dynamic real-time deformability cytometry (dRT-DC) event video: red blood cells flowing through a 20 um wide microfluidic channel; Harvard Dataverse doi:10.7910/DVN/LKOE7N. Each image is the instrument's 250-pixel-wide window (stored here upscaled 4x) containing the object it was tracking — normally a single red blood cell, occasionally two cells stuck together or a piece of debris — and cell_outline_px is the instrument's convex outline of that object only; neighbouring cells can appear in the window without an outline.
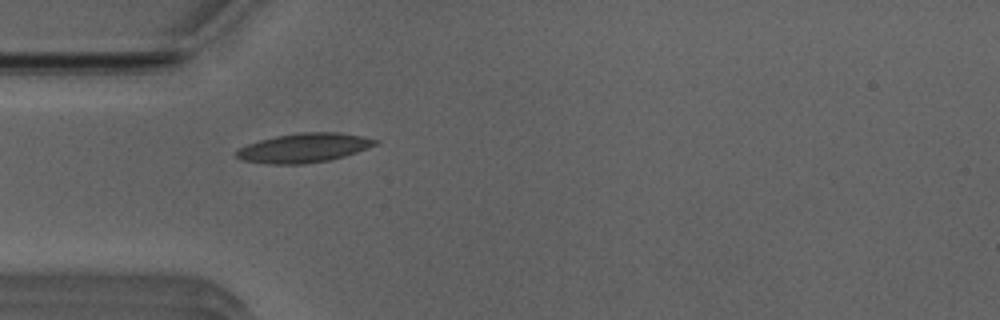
{"species": "Egyptian fruit bat (a non-hibernating species)", "species_latin": "Rousettus aegyptiacus", "temperature_condition": "room temperature", "stored_images_in_passage": 31, "camera_frame_rate_fps": 3000, "um_per_image_px": 0.085, "animal": {"sex": "male"}, "frame": {"image": 1, "passage_image": 1, "time_ms": 0.0, "image_size_px": [1000, 320], "cell_outline_px": [[380, 140], [376, 144], [368, 148], [344, 156], [328, 160], [304, 164], [268, 164], [240, 160], [236, 156], [236, 152], [240, 148], [248, 144], [260, 140], [276, 136], [300, 132], [336, 132], [364, 136]], "centroid_in_image_um": [25.84, 12.57], "position_along_channel_um": 59.2, "area_um2": 23.58}}
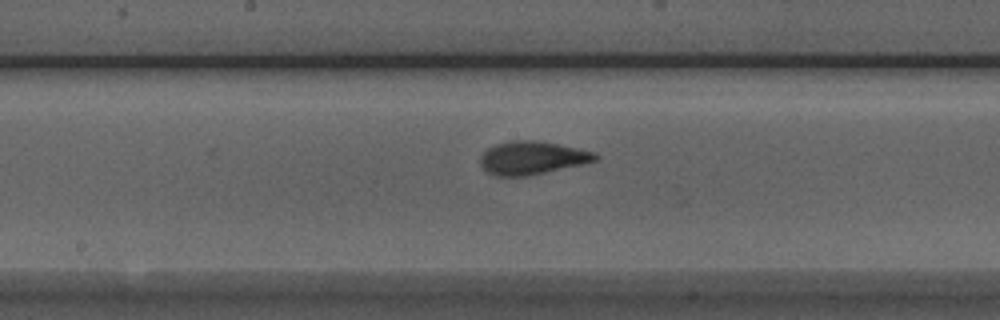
{"frame": {"image": 2, "passage_image": 12, "time_ms": 3.667, "image_size_px": [1000, 320], "cell_outline_px": [[600, 156], [596, 160], [580, 164], [544, 172], [524, 176], [496, 176], [488, 172], [480, 164], [480, 156], [488, 148], [496, 144], [512, 140], [536, 140], [596, 152]], "centroid_in_image_um": [45.2, 13.41], "position_along_channel_um": 203.0, "area_um2": 21.85}}
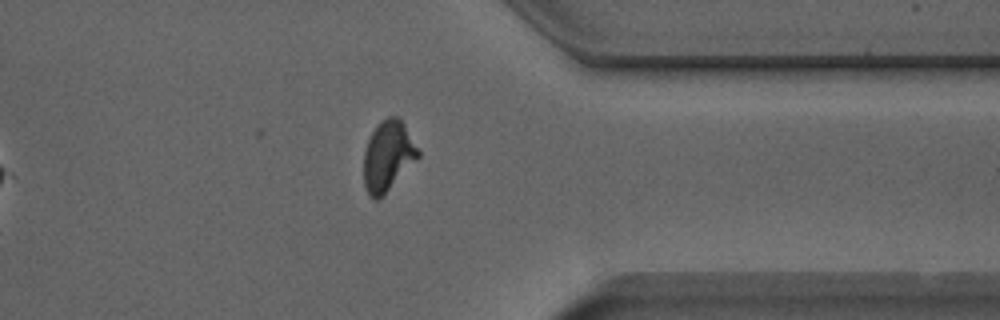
{"frame": {"image": 3, "passage_image": 26, "time_ms": 8.333, "image_size_px": [1000, 320], "cell_outline_px": [[420, 156], [384, 196], [380, 200], [372, 200], [368, 196], [364, 184], [364, 152], [368, 140], [372, 132], [380, 120], [388, 116], [396, 116], [404, 124], [420, 152]], "centroid_in_image_um": [32.96, 13.3], "position_along_channel_um": 378.4, "area_um2": 22.43}, "authors_computed_cell_mechanics": {"area_um2": 21.675, "velocity_mm_per_s": 3.9633, "shape_relaxation_time_tau1_ms": 3.1245, "shape_relaxation_time_tau2_ms": 1.0892, "deformation_change_tau1": 0.1478, "deformation_change_tau2": 0.0626}}